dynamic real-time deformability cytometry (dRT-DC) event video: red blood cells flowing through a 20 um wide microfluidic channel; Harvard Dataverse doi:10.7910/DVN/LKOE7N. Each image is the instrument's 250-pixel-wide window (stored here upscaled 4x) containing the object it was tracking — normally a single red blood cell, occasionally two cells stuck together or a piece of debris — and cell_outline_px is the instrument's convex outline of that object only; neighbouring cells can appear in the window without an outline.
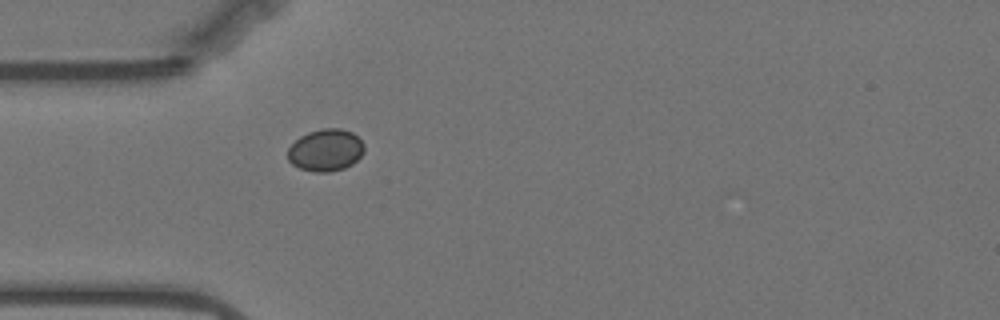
{"species": "Egyptian fruit bat (a non-hibernating species)", "species_latin": "Rousettus aegyptiacus", "temperature_condition": "warm", "stored_images_in_passage": 41, "camera_frame_rate_fps": 3000, "um_per_image_px": 0.085, "animal": {"sex": "female"}, "frame": {"image": 1, "passage_image": 1, "time_ms": 0.0, "image_size_px": [1000, 320], "cell_outline_px": [[364, 152], [352, 164], [344, 168], [328, 172], [316, 172], [300, 168], [292, 164], [288, 160], [288, 148], [300, 136], [308, 132], [324, 128], [340, 128], [352, 132], [364, 144]], "centroid_in_image_um": [27.68, 12.76], "position_along_channel_um": 57.3, "area_um2": 18.67}}
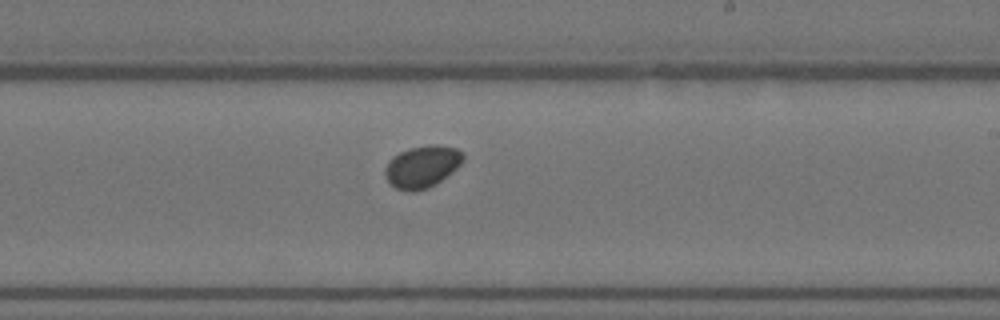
{"frame": {"image": 2, "passage_image": 18, "time_ms": 5.667, "image_size_px": [1000, 320], "cell_outline_px": [[464, 156], [460, 164], [452, 172], [436, 184], [428, 188], [412, 192], [408, 192], [396, 188], [388, 184], [384, 176], [384, 168], [388, 160], [392, 156], [408, 148], [428, 144], [436, 144], [456, 148], [464, 152]], "centroid_in_image_um": [35.84, 14.16], "position_along_channel_um": 253.2, "area_um2": 19.54}}
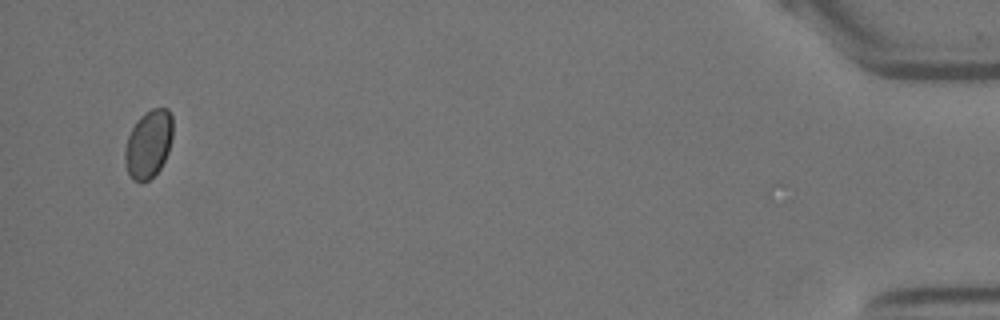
{"frame": {"image": 3, "passage_image": 40, "time_ms": 13.0, "image_size_px": [1000, 320], "cell_outline_px": [[172, 136], [168, 152], [160, 168], [148, 180], [140, 184], [132, 180], [128, 172], [124, 160], [124, 148], [128, 136], [136, 120], [140, 116], [152, 108], [168, 108], [172, 116]], "centroid_in_image_um": [12.6, 12.24], "position_along_channel_um": 422.6, "area_um2": 19.07}}